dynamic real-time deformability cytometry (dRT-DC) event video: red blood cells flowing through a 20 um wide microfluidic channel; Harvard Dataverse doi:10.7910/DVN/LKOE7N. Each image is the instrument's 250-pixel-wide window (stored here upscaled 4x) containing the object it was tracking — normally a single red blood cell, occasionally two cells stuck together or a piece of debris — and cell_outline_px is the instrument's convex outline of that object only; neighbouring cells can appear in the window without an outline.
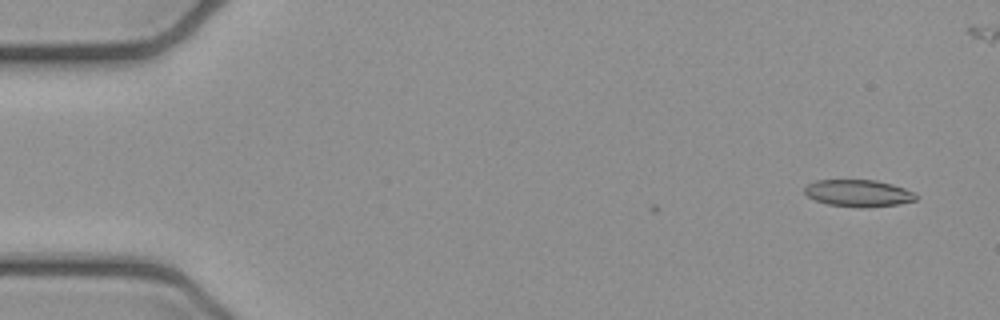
{"species": "common noctule bat (a hibernating species)", "species_latin": "Nyctalus noctula", "temperature_condition": "cold", "stored_images_in_passage": 3, "camera_frame_rate_fps": 3000, "um_per_image_px": 0.085, "animal": {"sex": "female", "body_mass_g": 21.9}, "frame": {"image": 1, "passage_image": 1, "time_ms": 0.0, "image_size_px": [1000, 320], "cell_outline_px": [[920, 196], [916, 200], [896, 204], [864, 208], [860, 208], [828, 204], [816, 200], [808, 196], [804, 192], [804, 188], [808, 184], [816, 180], [876, 180], [892, 184], [904, 188]], "centroid_in_image_um": [72.97, 16.42], "position_along_channel_um": 12.0, "area_um2": 17.46}}